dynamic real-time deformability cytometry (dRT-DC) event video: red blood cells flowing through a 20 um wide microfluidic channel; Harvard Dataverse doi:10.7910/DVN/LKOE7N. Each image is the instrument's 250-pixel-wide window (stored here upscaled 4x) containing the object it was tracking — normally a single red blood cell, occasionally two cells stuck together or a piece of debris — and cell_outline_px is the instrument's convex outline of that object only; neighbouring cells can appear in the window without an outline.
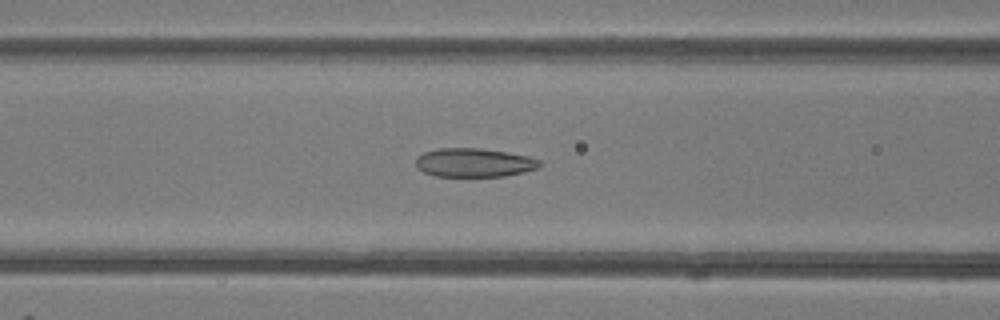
{"species": "common noctule bat (a hibernating species)", "species_latin": "Nyctalus noctula", "temperature_condition": "room temperature", "stored_images_in_passage": 42, "camera_frame_rate_fps": 3000, "um_per_image_px": 0.085, "animal": {"sex": "female"}, "frame": {"image": 1, "passage_image": 17, "time_ms": 5.333, "image_size_px": [1000, 320], "cell_outline_px": [[544, 164], [540, 168], [504, 176], [436, 176], [424, 172], [416, 168], [416, 156], [424, 152], [440, 148], [480, 148], [508, 152], [528, 156], [540, 160]], "centroid_in_image_um": [40.32, 13.82], "position_along_channel_um": 126.3, "area_um2": 20.92}}
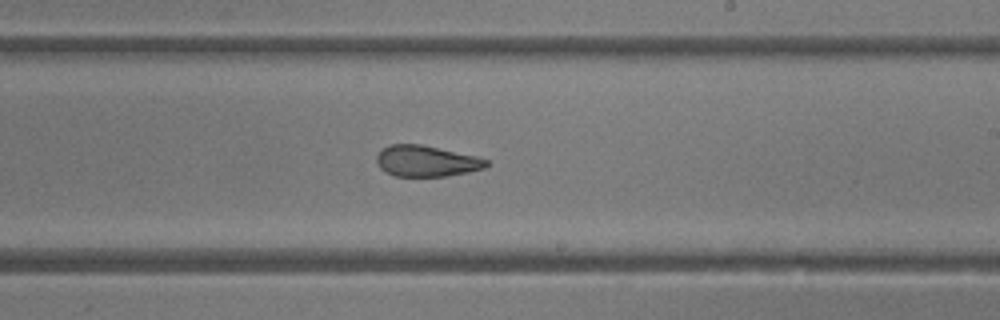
{"frame": {"image": 2, "passage_image": 26, "time_ms": 8.333, "image_size_px": [1000, 320], "cell_outline_px": [[492, 164], [484, 168], [468, 172], [448, 176], [396, 176], [384, 172], [380, 168], [376, 160], [376, 156], [388, 144], [420, 144], [480, 156], [488, 160]], "centroid_in_image_um": [36.29, 13.69], "position_along_channel_um": 252.7, "area_um2": 20.11}}
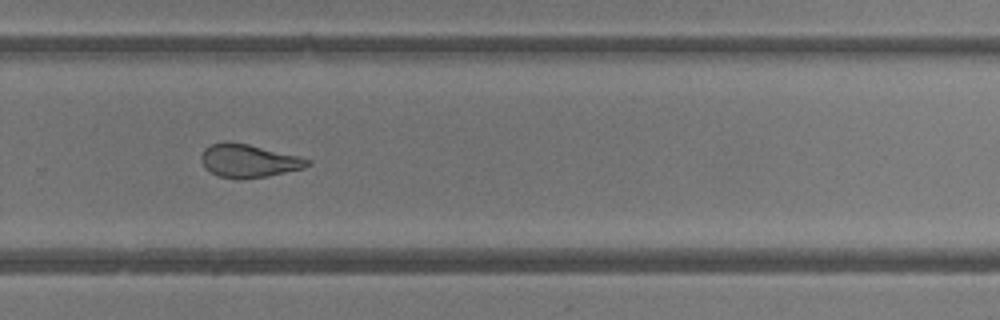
{"frame": {"image": 3, "passage_image": 30, "time_ms": 9.667, "image_size_px": [1000, 320], "cell_outline_px": [[312, 164], [304, 168], [268, 176], [220, 176], [204, 168], [200, 160], [200, 156], [204, 148], [212, 144], [224, 140], [228, 140], [248, 144], [300, 156], [312, 160]], "centroid_in_image_um": [21.15, 13.61], "position_along_channel_um": 308.7, "area_um2": 20.23}, "authors_computed_cell_mechanics": {"area_um2": 22.8599, "velocity_mm_per_s": 4.2198, "shape_relaxation_time_tau1_ms": null, "shape_relaxation_time_tau2_ms": 1.6948, "deformation_change_tau1": null, "deformation_change_tau2": 0.0908}}